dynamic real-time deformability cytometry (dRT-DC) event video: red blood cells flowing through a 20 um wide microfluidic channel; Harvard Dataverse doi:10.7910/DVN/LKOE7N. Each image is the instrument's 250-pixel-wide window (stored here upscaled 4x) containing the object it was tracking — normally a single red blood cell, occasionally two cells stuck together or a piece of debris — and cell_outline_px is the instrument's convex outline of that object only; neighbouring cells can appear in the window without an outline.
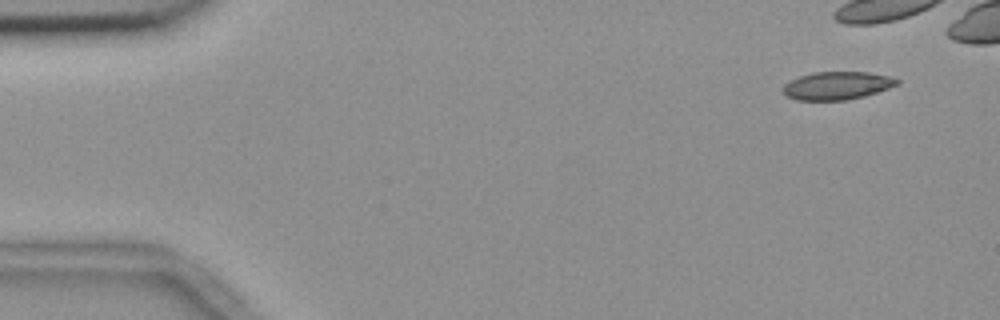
{"species": "common noctule bat (a hibernating species)", "species_latin": "Nyctalus noctula", "temperature_condition": "room temperature", "stored_images_in_passage": 3, "camera_frame_rate_fps": 3000, "um_per_image_px": 0.085, "animal": {"sex": "female", "body_mass_g": 18.4}, "frame": {"image": 1, "passage_image": 1, "time_ms": 0.0, "image_size_px": [1000, 320], "cell_outline_px": [[900, 84], [864, 96], [848, 100], [796, 100], [788, 96], [784, 92], [784, 84], [800, 76], [812, 72], [868, 72], [888, 76], [900, 80]], "centroid_in_image_um": [71.17, 7.27], "position_along_channel_um": 13.8, "area_um2": 18.44}}